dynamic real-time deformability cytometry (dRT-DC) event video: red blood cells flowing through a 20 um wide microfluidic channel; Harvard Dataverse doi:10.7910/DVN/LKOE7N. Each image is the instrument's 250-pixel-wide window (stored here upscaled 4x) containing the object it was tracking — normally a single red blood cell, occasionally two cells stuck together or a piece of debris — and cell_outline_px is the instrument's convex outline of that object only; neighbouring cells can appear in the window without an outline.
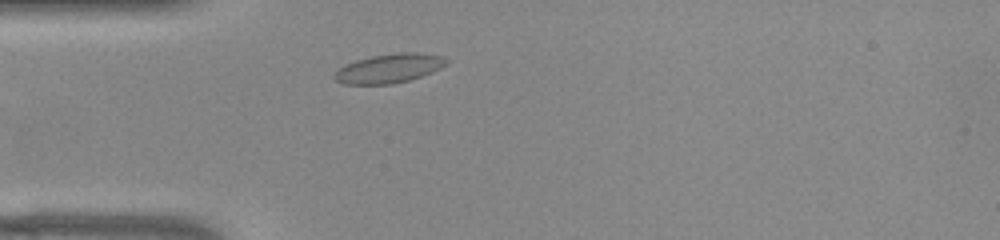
{"species": "common noctule bat (a hibernating species)", "species_latin": "Nyctalus noctula", "temperature_condition": "warm", "stored_images_in_passage": 43, "camera_frame_rate_fps": 3000, "um_per_image_px": 0.085, "animal": {"sex": "female", "body_mass_g": 22.0, "forearm_length_mm": 56.7}, "frame": {"image": 1, "passage_image": 5, "time_ms": 1.333, "image_size_px": [1000, 240], "cell_outline_px": [[448, 64], [432, 72], [408, 80], [392, 84], [344, 84], [336, 80], [332, 76], [340, 68], [356, 60], [372, 56], [400, 52], [420, 52], [444, 56], [448, 60]], "centroid_in_image_um": [33.12, 5.8], "position_along_channel_um": 51.9, "area_um2": 18.9}}
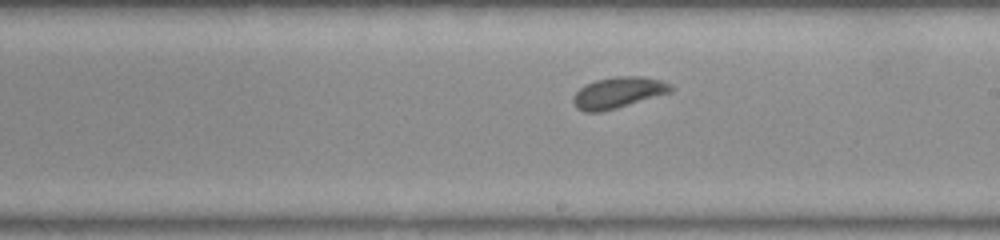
{"frame": {"image": 2, "passage_image": 20, "time_ms": 6.333, "image_size_px": [1000, 240], "cell_outline_px": [[676, 88], [672, 92], [616, 108], [600, 112], [584, 112], [576, 108], [572, 100], [572, 96], [584, 84], [596, 80], [616, 76], [640, 76], [660, 80], [672, 84]], "centroid_in_image_um": [52.55, 7.87], "position_along_channel_um": 236.5, "area_um2": 17.86}}
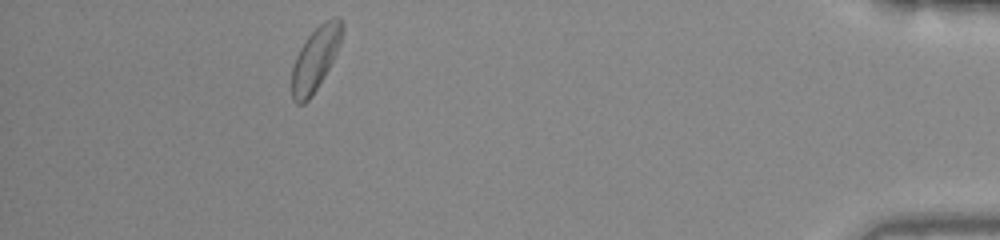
{"frame": {"image": 3, "passage_image": 38, "time_ms": 12.333, "image_size_px": [1000, 240], "cell_outline_px": [[344, 32], [340, 44], [328, 68], [312, 96], [304, 104], [296, 104], [292, 100], [292, 68], [296, 56], [300, 48], [308, 36], [324, 20], [332, 16], [336, 16], [344, 24]], "centroid_in_image_um": [26.81, 4.98], "position_along_channel_um": 408.4, "area_um2": 18.55}, "authors_computed_cell_mechanics": {"area_um2": 17.8602, "velocity_mm_per_s": 3.8422, "shape_relaxation_time_tau1_ms": 2.8426, "shape_relaxation_time_tau2_ms": 0.8076, "deformation_change_tau1": 0.0818, "deformation_change_tau2": 0.0553}}